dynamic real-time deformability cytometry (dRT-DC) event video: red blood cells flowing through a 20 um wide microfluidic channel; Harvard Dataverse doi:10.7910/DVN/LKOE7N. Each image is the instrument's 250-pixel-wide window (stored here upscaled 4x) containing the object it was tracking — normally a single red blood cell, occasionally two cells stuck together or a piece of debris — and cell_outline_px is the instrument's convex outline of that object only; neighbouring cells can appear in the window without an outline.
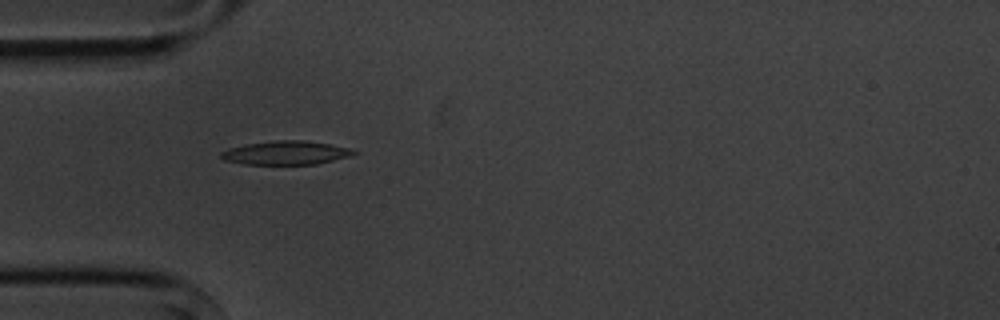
{"species": "common noctule bat (a hibernating species)", "species_latin": "Nyctalus noctula", "temperature_condition": "cold", "stored_images_in_passage": 5, "camera_frame_rate_fps": 3000, "um_per_image_px": 0.085, "animal": {"sex": "male", "body_mass_g": 20.1, "forearm_length_mm": 53.5}, "frame": {"image": 1, "passage_image": 4, "time_ms": 4.333, "image_size_px": [1000, 320], "cell_outline_px": [[360, 152], [352, 156], [316, 164], [244, 164], [224, 160], [220, 156], [220, 152], [228, 148], [244, 144], [272, 140], [304, 140], [328, 144], [348, 148]], "centroid_in_image_um": [24.29, 12.98], "position_along_channel_um": 60.7, "area_um2": 18.44}}
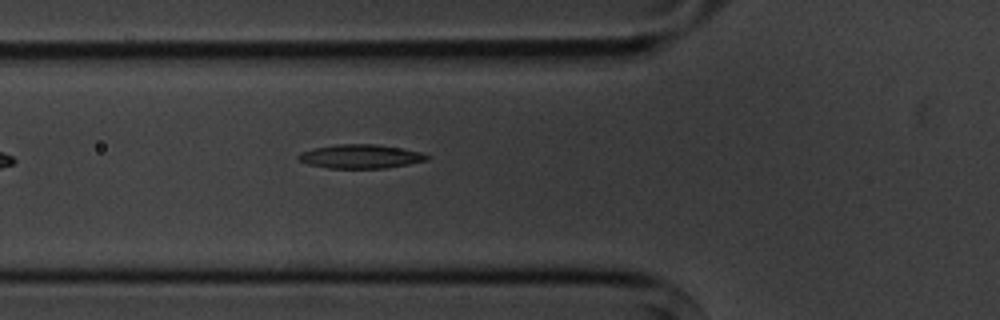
{"frame": {"image": 2, "passage_image": 5, "time_ms": 5.333, "image_size_px": [1000, 320], "cell_outline_px": [[432, 156], [428, 160], [408, 164], [384, 168], [328, 168], [308, 164], [300, 160], [296, 156], [300, 152], [312, 148], [336, 144], [376, 144], [404, 148], [420, 152]], "centroid_in_image_um": [30.65, 13.28], "position_along_channel_um": 95.1, "area_um2": 18.03}}